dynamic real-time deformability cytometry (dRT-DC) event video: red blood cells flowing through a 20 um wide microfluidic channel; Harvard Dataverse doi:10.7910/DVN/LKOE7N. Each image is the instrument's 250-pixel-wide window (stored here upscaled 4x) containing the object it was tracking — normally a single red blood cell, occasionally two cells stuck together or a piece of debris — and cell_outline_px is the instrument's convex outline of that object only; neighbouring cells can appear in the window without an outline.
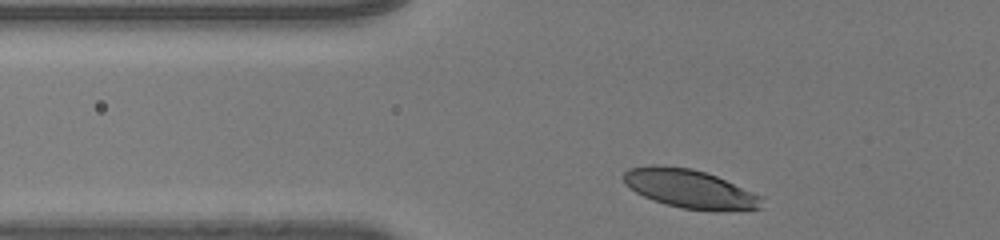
{"species": "human", "species_latin": "Homo sapiens", "temperature_condition": "room temperature", "stored_images_in_passage": 30, "camera_frame_rate_fps": 3000, "um_per_image_px": 0.085, "donor": {"sex": "male"}, "frame": {"image": 1, "passage_image": 2, "time_ms": 0.333, "image_size_px": [1000, 240], "cell_outline_px": [[760, 208], [716, 212], [684, 208], [664, 204], [652, 200], [636, 192], [624, 184], [624, 172], [628, 168], [652, 164], [656, 164], [692, 168], [716, 176], [752, 192], [760, 196]], "centroid_in_image_um": [58.56, 16.04], "position_along_channel_um": 67.2, "area_um2": 31.04}}
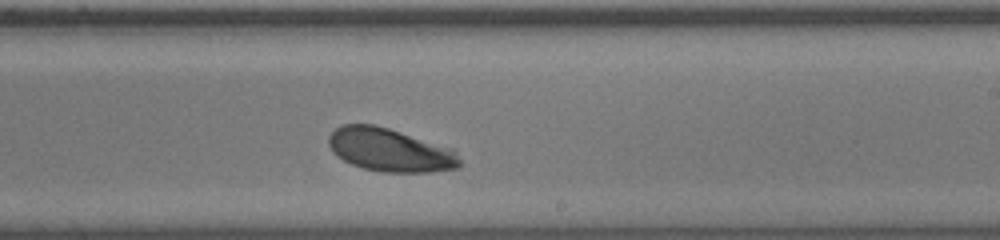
{"frame": {"image": 2, "passage_image": 18, "time_ms": 5.667, "image_size_px": [1000, 240], "cell_outline_px": [[460, 168], [428, 172], [380, 172], [364, 168], [352, 164], [336, 156], [332, 152], [328, 144], [328, 136], [336, 128], [344, 124], [376, 124], [456, 148], [460, 160]], "centroid_in_image_um": [33.19, 12.74], "position_along_channel_um": 255.8, "area_um2": 33.58}}
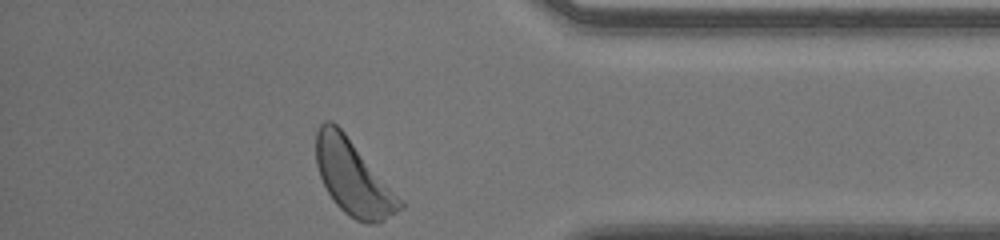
{"frame": {"image": 3, "passage_image": 30, "time_ms": 9.667, "image_size_px": [1000, 240], "cell_outline_px": [[404, 208], [384, 220], [376, 224], [368, 224], [356, 220], [348, 216], [332, 200], [320, 176], [316, 164], [316, 132], [320, 124], [324, 120], [332, 120], [344, 132], [404, 204]], "centroid_in_image_um": [29.98, 15.11], "position_along_channel_um": 405.2, "area_um2": 35.89}, "authors_computed_cell_mechanics": {"area_um2": 32.8593, "velocity_mm_per_s": 3.9887, "shape_relaxation_time_tau1_ms": 3.253, "shape_relaxation_time_tau2_ms": null, "deformation_change_tau1": 0.1486, "deformation_change_tau2": null}}